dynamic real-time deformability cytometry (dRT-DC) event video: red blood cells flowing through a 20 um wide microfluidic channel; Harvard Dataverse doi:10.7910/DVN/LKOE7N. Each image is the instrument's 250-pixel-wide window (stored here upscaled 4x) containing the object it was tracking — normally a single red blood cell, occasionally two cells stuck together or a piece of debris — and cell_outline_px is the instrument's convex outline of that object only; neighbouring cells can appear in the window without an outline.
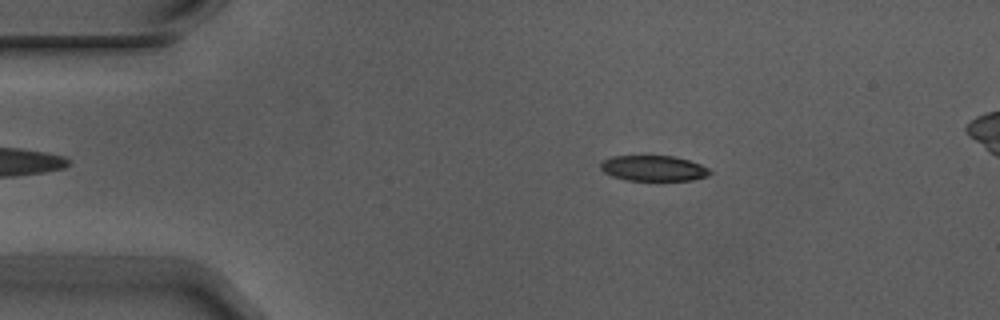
{"species": "Egyptian fruit bat (a non-hibernating species)", "species_latin": "Rousettus aegyptiacus", "temperature_condition": "warm", "stored_images_in_passage": 7, "camera_frame_rate_fps": 3000, "um_per_image_px": 0.085, "animal": {"sex": "male"}, "frame": {"image": 1, "passage_image": 4, "time_ms": 1.0, "image_size_px": [1000, 320], "cell_outline_px": [[712, 172], [708, 176], [692, 180], [628, 180], [612, 176], [604, 172], [600, 168], [600, 164], [604, 160], [612, 156], [672, 156], [688, 160], [700, 164], [708, 168]], "centroid_in_image_um": [55.55, 14.3], "position_along_channel_um": 29.4, "area_um2": 16.13}}
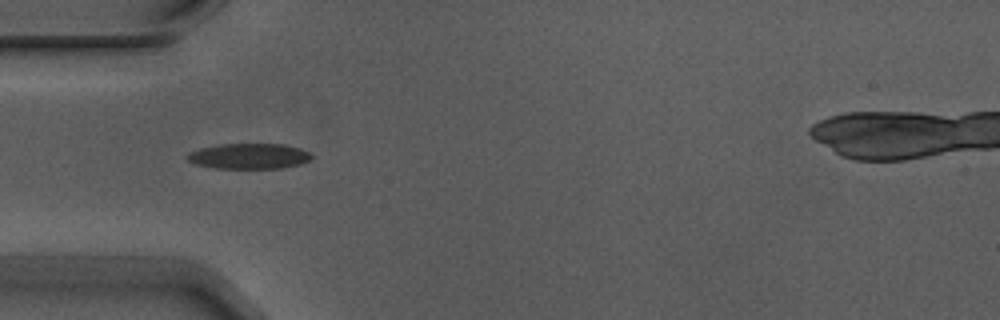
{"frame": {"image": 2, "passage_image": 6, "time_ms": 1.667, "image_size_px": [1000, 320], "cell_outline_px": [[312, 156], [308, 160], [300, 164], [284, 168], [216, 168], [196, 164], [188, 160], [188, 152], [200, 148], [220, 144], [280, 144], [300, 148], [308, 152]], "centroid_in_image_um": [21.16, 13.27], "position_along_channel_um": 63.8, "area_um2": 18.26}}